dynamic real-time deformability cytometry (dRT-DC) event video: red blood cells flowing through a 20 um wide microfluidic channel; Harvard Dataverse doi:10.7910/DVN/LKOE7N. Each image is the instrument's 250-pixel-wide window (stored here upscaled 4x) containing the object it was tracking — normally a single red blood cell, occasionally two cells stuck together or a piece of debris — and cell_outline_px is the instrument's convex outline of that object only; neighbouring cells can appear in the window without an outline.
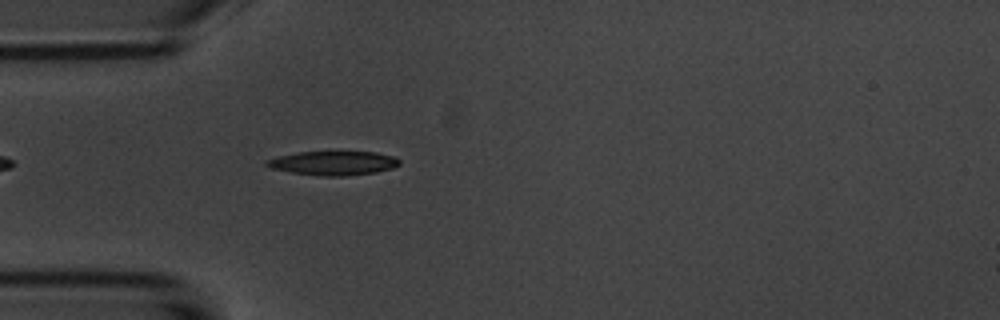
{"species": "common noctule bat (a hibernating species)", "species_latin": "Nyctalus noctula", "temperature_condition": "room temperature", "stored_images_in_passage": 2, "camera_frame_rate_fps": 3000, "um_per_image_px": 0.085, "animal": {"sex": "male", "body_mass_g": 20.1, "forearm_length_mm": 53.5}, "frame": {"image": 1, "passage_image": 2, "time_ms": 1.333, "image_size_px": [1000, 320], "cell_outline_px": [[400, 164], [392, 168], [376, 172], [344, 176], [320, 176], [292, 172], [272, 168], [264, 164], [264, 160], [276, 156], [296, 152], [376, 152], [392, 156], [400, 160]], "centroid_in_image_um": [28.3, 13.86], "position_along_channel_um": 56.7, "area_um2": 18.61}}